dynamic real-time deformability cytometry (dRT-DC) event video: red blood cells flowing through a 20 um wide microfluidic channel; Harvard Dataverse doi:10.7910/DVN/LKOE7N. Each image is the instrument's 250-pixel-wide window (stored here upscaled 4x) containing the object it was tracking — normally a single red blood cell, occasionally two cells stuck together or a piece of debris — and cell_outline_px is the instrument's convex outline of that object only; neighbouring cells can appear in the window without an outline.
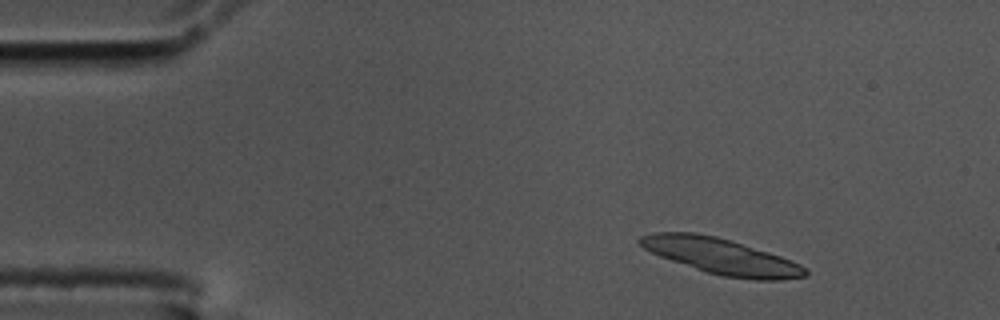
{"species": "common noctule bat (a hibernating species)", "species_latin": "Nyctalus noctula", "temperature_condition": "cold", "stored_images_in_passage": 52, "segment_of_instrument_passage": [1, 2], "camera_frame_rate_fps": 3000, "um_per_image_px": 0.085, "animal": {"sex": "male", "body_mass_g": 17.5, "forearm_length_mm": 52.3}, "frame": {"image": 1, "passage_image": 5, "time_ms": 1.333, "image_size_px": [1000, 320], "cell_outline_px": [[808, 276], [780, 280], [756, 280], [724, 276], [708, 272], [660, 256], [644, 248], [636, 240], [640, 236], [652, 232], [696, 232], [716, 236], [768, 252], [780, 256], [800, 264], [808, 272]], "centroid_in_image_um": [61.29, 21.77], "position_along_channel_um": 23.7, "area_um2": 34.04}}